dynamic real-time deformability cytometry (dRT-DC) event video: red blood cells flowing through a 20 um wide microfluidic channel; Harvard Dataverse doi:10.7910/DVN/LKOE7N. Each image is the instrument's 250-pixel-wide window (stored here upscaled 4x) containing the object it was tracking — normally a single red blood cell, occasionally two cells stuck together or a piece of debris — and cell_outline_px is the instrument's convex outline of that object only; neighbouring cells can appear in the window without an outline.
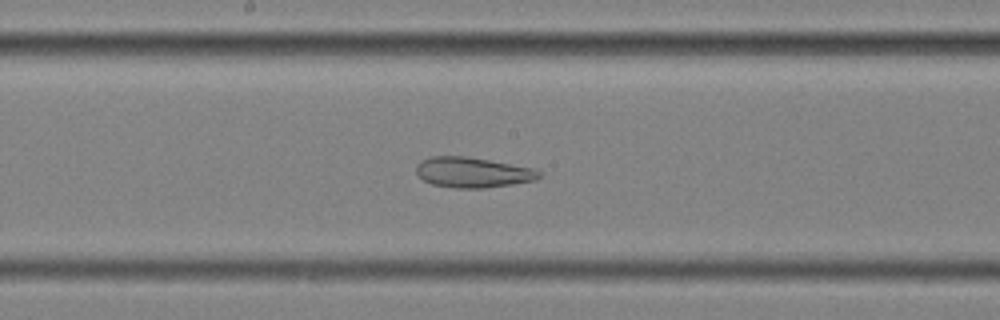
{"species": "common noctule bat (a hibernating species)", "species_latin": "Nyctalus noctula", "temperature_condition": "cold", "stored_images_in_passage": 59, "camera_frame_rate_fps": 3000, "um_per_image_px": 0.085, "animal": {"sex": "female", "body_mass_g": 25.1}, "frame": {"image": 1, "passage_image": 31, "time_ms": 10.0, "image_size_px": [1000, 320], "cell_outline_px": [[540, 176], [536, 180], [512, 184], [484, 188], [456, 188], [432, 184], [424, 180], [416, 172], [416, 164], [420, 160], [432, 156], [464, 156], [488, 160], [532, 168], [540, 172]], "centroid_in_image_um": [40.14, 14.65], "position_along_channel_um": 208.1, "area_um2": 21.5}}
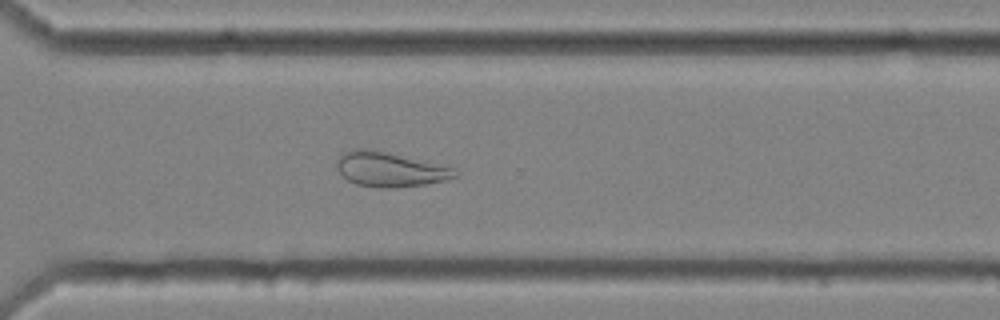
{"frame": {"image": 2, "passage_image": 42, "time_ms": 13.667, "image_size_px": [1000, 320], "cell_outline_px": [[460, 176], [448, 180], [424, 184], [396, 188], [380, 188], [356, 184], [348, 180], [340, 172], [336, 164], [336, 160], [340, 156], [352, 148], [368, 148], [456, 168], [460, 172]], "centroid_in_image_um": [33.19, 14.4], "position_along_channel_um": 337.4, "area_um2": 23.93}}
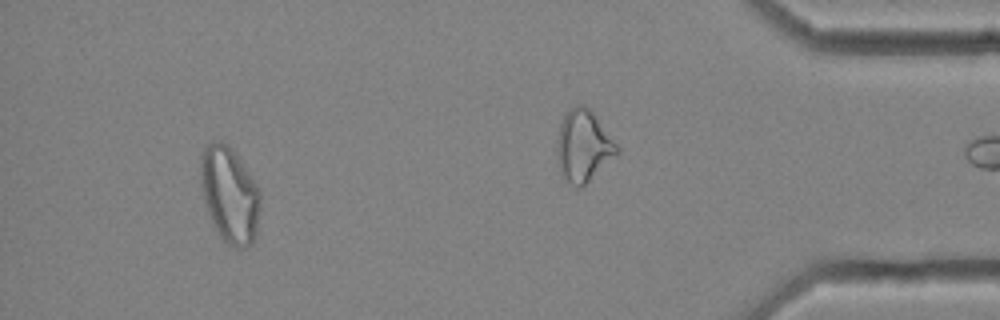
{"frame": {"image": 3, "passage_image": 54, "time_ms": 17.667, "image_size_px": [1000, 320], "cell_outline_px": [[260, 208], [256, 236], [252, 244], [244, 248], [232, 248], [220, 236], [208, 212], [204, 200], [200, 184], [200, 156], [204, 148], [212, 140], [220, 140], [228, 144], [232, 148], [256, 184], [260, 192]], "centroid_in_image_um": [19.51, 16.54], "position_along_channel_um": 415.7, "area_um2": 33.52}, "authors_computed_cell_mechanics": {"area_um2": 29.9404, "velocity_mm_per_s": 3.5218, "shape_relaxation_time_tau1_ms": null, "shape_relaxation_time_tau2_ms": 3.1577, "deformation_change_tau1": null, "deformation_change_tau2": 0.1142}}